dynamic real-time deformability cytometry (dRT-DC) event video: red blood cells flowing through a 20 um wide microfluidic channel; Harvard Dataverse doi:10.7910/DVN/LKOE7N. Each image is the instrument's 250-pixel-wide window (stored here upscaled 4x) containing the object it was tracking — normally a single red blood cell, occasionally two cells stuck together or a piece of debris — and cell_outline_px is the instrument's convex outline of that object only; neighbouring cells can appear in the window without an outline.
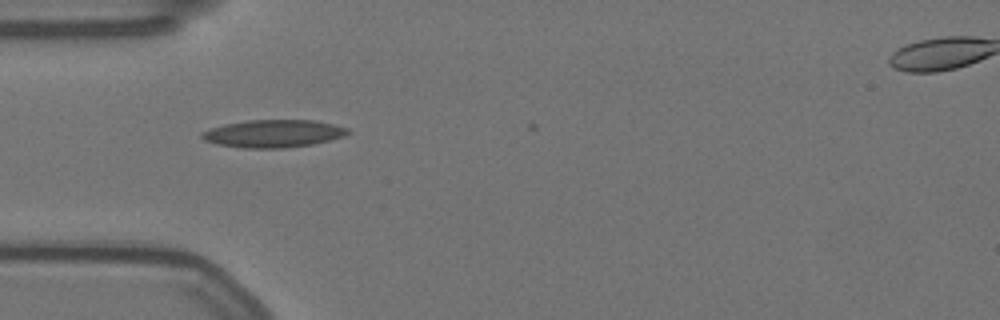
{"species": "Egyptian fruit bat (a non-hibernating species)", "species_latin": "Rousettus aegyptiacus", "temperature_condition": "warm", "stored_images_in_passage": 39, "camera_frame_rate_fps": 3000, "um_per_image_px": 0.085, "animal": {"sex": "female"}, "frame": {"image": 1, "passage_image": 1, "time_ms": 0.0, "image_size_px": [1000, 320], "cell_outline_px": [[352, 132], [344, 136], [312, 144], [284, 148], [244, 148], [220, 144], [204, 140], [200, 136], [200, 132], [224, 124], [248, 120], [312, 120], [332, 124], [348, 128]], "centroid_in_image_um": [23.24, 11.35], "position_along_channel_um": 61.8, "area_um2": 23.35}}
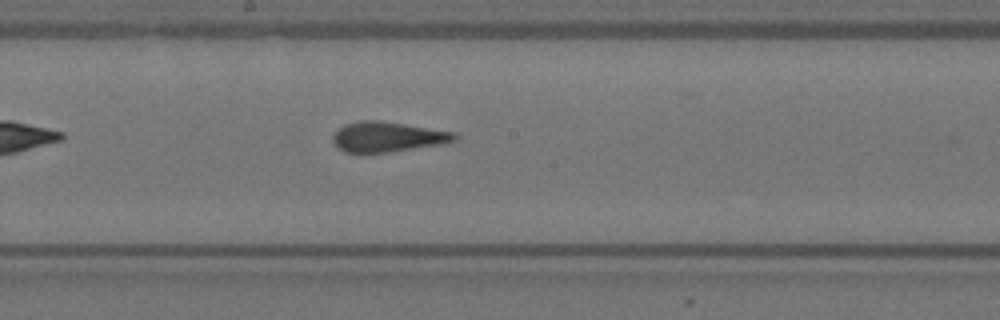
{"frame": {"image": 2, "passage_image": 14, "time_ms": 4.333, "image_size_px": [1000, 320], "cell_outline_px": [[456, 140], [444, 144], [388, 152], [344, 152], [332, 140], [332, 136], [344, 124], [360, 120], [380, 120], [452, 132], [456, 136]], "centroid_in_image_um": [32.92, 11.63], "position_along_channel_um": 215.3, "area_um2": 21.04}}
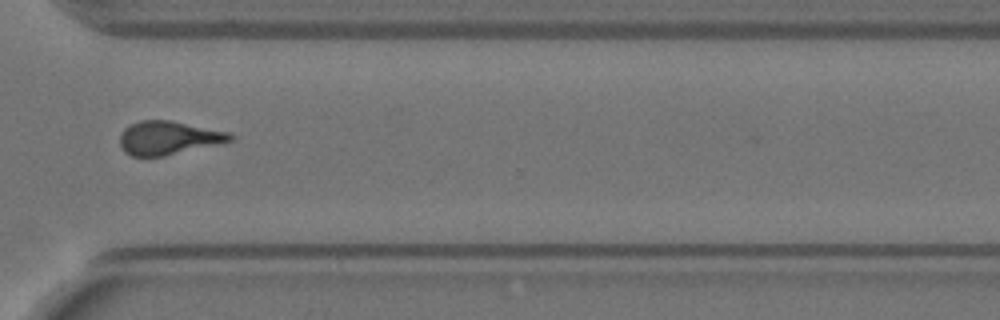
{"frame": {"image": 3, "passage_image": 26, "time_ms": 8.333, "image_size_px": [1000, 320], "cell_outline_px": [[236, 136], [232, 140], [164, 156], [132, 156], [124, 152], [120, 144], [120, 132], [124, 128], [140, 120], [172, 120], [228, 132]], "centroid_in_image_um": [14.28, 11.71], "position_along_channel_um": 356.3, "area_um2": 21.39}, "authors_computed_cell_mechanics": {"area_um2": 21.5594, "velocity_mm_per_s": 3.5433, "shape_relaxation_time_tau1_ms": null, "shape_relaxation_time_tau2_ms": 1.6524, "deformation_change_tau1": null, "deformation_change_tau2": 0.1047}}